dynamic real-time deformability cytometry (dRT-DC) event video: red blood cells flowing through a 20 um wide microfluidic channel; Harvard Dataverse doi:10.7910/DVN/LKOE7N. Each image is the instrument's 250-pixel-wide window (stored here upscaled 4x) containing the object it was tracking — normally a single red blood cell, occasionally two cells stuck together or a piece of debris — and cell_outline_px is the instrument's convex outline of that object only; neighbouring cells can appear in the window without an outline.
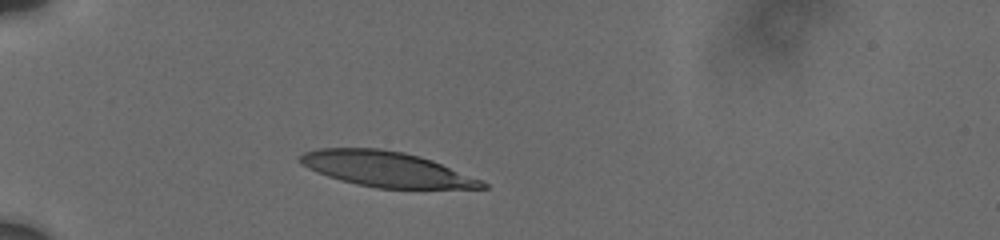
{"species": "human", "species_latin": "Homo sapiens", "temperature_condition": "cold", "stored_images_in_passage": 3, "camera_frame_rate_fps": 3000, "um_per_image_px": 0.085, "donor": {"sex": "male"}, "frame": {"image": 1, "passage_image": 1, "time_ms": 0.0, "image_size_px": [1000, 240], "cell_outline_px": [[488, 188], [376, 188], [356, 184], [340, 180], [316, 172], [300, 164], [296, 160], [304, 152], [316, 148], [380, 148], [404, 152], [420, 156], [432, 160], [480, 180], [488, 184]], "centroid_in_image_um": [32.76, 14.36], "position_along_channel_um": 52.2, "area_um2": 37.22}}
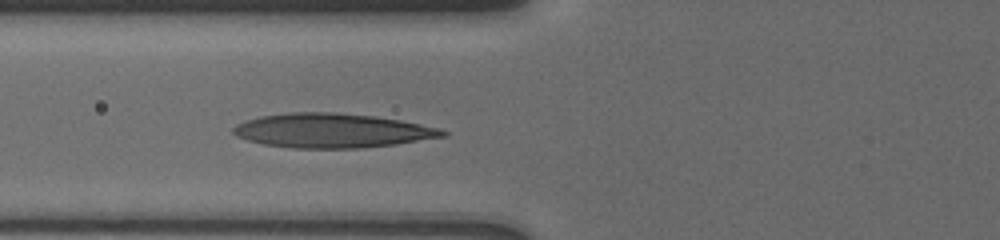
{"frame": {"image": 2, "passage_image": 3, "time_ms": 2.0, "image_size_px": [1000, 240], "cell_outline_px": [[448, 136], [396, 144], [360, 148], [292, 148], [264, 144], [248, 140], [236, 136], [232, 132], [232, 128], [236, 124], [260, 116], [288, 112], [332, 112], [372, 116], [400, 120], [440, 128], [448, 132]], "centroid_in_image_um": [28.23, 11.1], "position_along_channel_um": 97.6, "area_um2": 41.79}}